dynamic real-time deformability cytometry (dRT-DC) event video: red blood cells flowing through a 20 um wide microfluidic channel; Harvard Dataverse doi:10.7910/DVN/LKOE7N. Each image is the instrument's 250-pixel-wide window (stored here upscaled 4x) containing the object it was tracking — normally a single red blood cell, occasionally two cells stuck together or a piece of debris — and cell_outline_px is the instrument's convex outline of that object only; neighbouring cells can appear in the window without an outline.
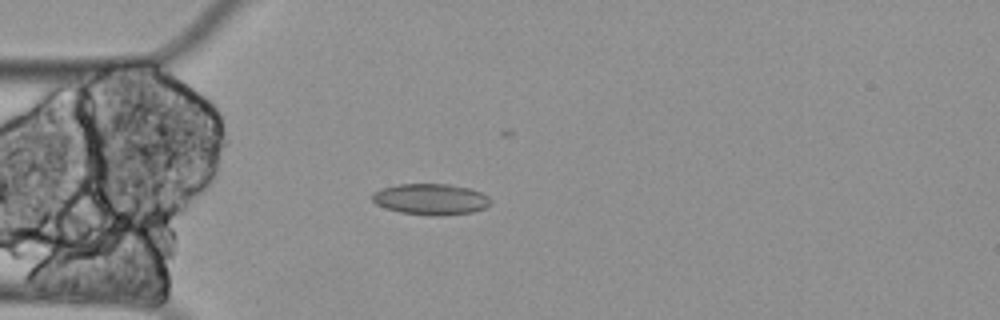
{"species": "Egyptian fruit bat (a non-hibernating species)", "species_latin": "Rousettus aegyptiacus", "temperature_condition": "cold", "stored_images_in_passage": 44, "segment_of_instrument_passage": [1, 3], "camera_frame_rate_fps": 3000, "um_per_image_px": 0.085, "animal": {"sex": "female"}, "frame": {"image": 1, "passage_image": 2, "time_ms": 0.333, "image_size_px": [1000, 320], "cell_outline_px": [[492, 200], [484, 208], [472, 212], [400, 212], [376, 204], [372, 200], [372, 192], [380, 188], [396, 184], [448, 184], [468, 188], [480, 192], [488, 196]], "centroid_in_image_um": [36.56, 16.86], "position_along_channel_um": 48.4, "area_um2": 20.29}}